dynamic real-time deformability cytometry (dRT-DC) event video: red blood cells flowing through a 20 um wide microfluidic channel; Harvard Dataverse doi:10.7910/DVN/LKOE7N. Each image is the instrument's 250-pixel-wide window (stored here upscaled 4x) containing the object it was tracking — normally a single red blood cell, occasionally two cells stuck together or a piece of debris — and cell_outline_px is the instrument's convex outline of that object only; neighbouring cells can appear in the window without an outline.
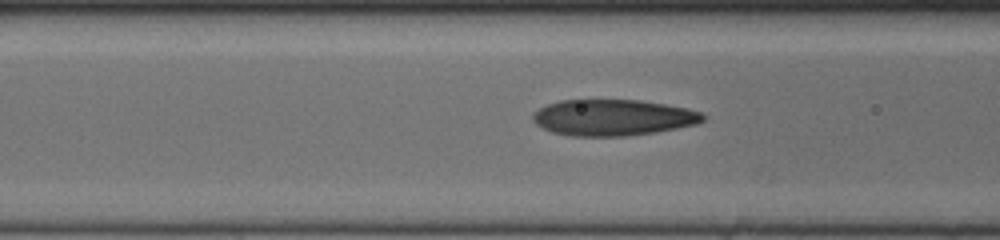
{"species": "human", "species_latin": "Homo sapiens", "temperature_condition": "cold", "stored_images_in_passage": 42, "camera_frame_rate_fps": 3000, "um_per_image_px": 0.085, "donor": {"sex": "female"}, "frame": {"image": 1, "passage_image": 18, "time_ms": 5.667, "image_size_px": [1000, 240], "cell_outline_px": [[708, 116], [704, 120], [696, 124], [656, 132], [624, 136], [568, 136], [552, 132], [536, 124], [532, 120], [532, 116], [540, 108], [548, 104], [560, 100], [640, 100], [688, 108], [704, 112]], "centroid_in_image_um": [52.14, 9.99], "position_along_channel_um": 114.5, "area_um2": 35.95}}
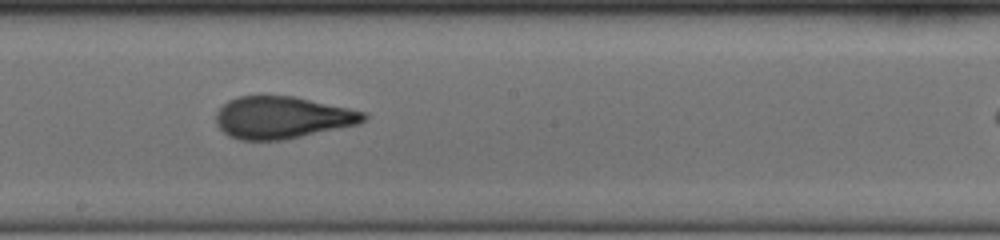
{"frame": {"image": 2, "passage_image": 27, "time_ms": 8.667, "image_size_px": [1000, 240], "cell_outline_px": [[368, 116], [360, 124], [284, 140], [240, 140], [228, 136], [216, 124], [216, 112], [228, 100], [240, 96], [292, 96], [348, 108], [364, 112]], "centroid_in_image_um": [23.97, 10.0], "position_along_channel_um": 224.2, "area_um2": 36.13}}
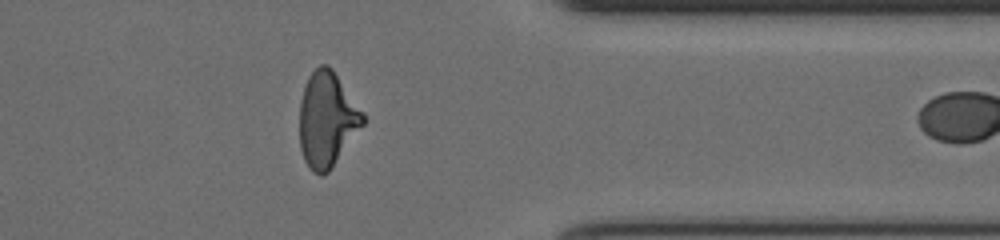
{"frame": {"image": 3, "passage_image": 41, "time_ms": 13.333, "image_size_px": [1000, 240], "cell_outline_px": [[364, 124], [328, 172], [320, 176], [312, 172], [308, 168], [304, 160], [300, 148], [300, 100], [308, 76], [320, 64], [328, 64], [332, 68], [364, 112]], "centroid_in_image_um": [27.79, 10.15], "position_along_channel_um": 383.6, "area_um2": 35.14}}